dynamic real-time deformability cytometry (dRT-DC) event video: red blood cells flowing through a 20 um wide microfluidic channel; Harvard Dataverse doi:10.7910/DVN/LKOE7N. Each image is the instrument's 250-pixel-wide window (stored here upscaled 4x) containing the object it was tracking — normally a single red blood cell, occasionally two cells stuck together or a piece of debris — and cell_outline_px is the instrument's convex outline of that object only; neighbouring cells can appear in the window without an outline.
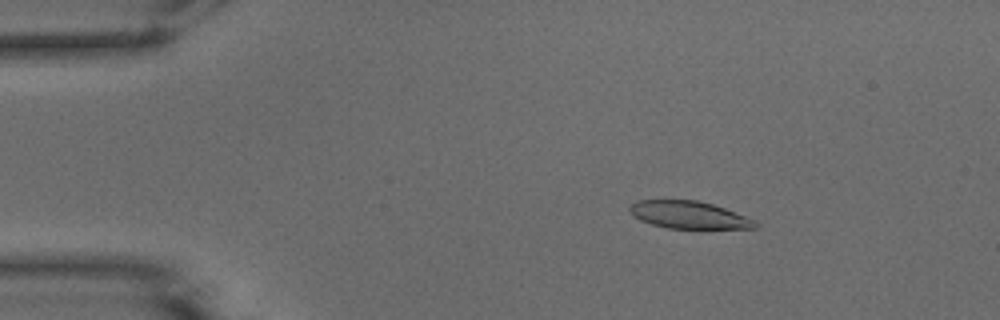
{"species": "common noctule bat (a hibernating species)", "species_latin": "Nyctalus noctula", "temperature_condition": "warm", "stored_images_in_passage": 45, "camera_frame_rate_fps": 3000, "um_per_image_px": 0.085, "animal": {"sex": "male", "body_mass_g": 15.6}, "frame": {"image": 1, "passage_image": 8, "time_ms": 2.333, "image_size_px": [1000, 320], "cell_outline_px": [[756, 228], [668, 228], [652, 224], [640, 220], [628, 208], [636, 200], [696, 200], [712, 204], [724, 208], [744, 216], [752, 220], [756, 224]], "centroid_in_image_um": [58.51, 18.26], "position_along_channel_um": 26.5, "area_um2": 19.54}}
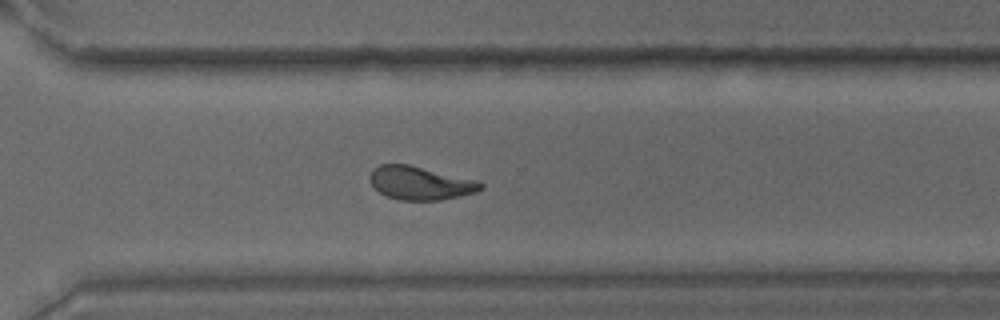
{"frame": {"image": 2, "passage_image": 37, "time_ms": 12.0, "image_size_px": [1000, 320], "cell_outline_px": [[484, 188], [476, 192], [460, 196], [440, 200], [400, 200], [388, 196], [380, 192], [368, 180], [368, 176], [372, 168], [380, 164], [408, 164], [480, 180], [484, 184]], "centroid_in_image_um": [35.75, 15.54], "position_along_channel_um": 334.9, "area_um2": 21.85}}
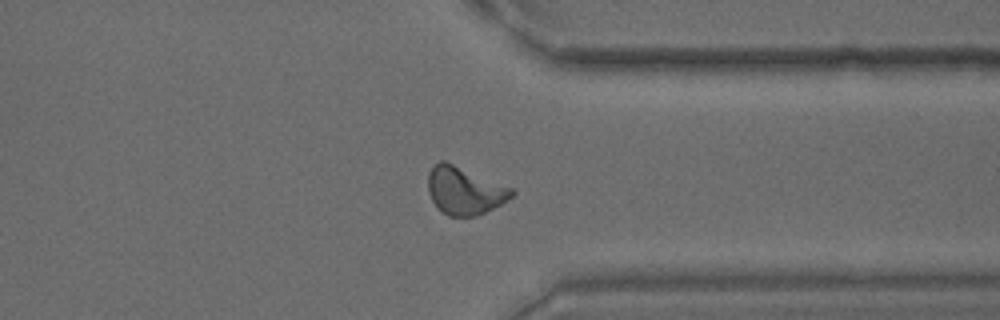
{"frame": {"image": 3, "passage_image": 40, "time_ms": 13.0, "image_size_px": [1000, 320], "cell_outline_px": [[516, 192], [512, 196], [500, 204], [476, 216], [448, 216], [432, 200], [428, 192], [428, 172], [432, 164], [440, 160], [444, 160], [512, 188]], "centroid_in_image_um": [39.45, 16.18], "position_along_channel_um": 371.9, "area_um2": 22.95}, "authors_computed_cell_mechanics": {"area_um2": 21.7906, "velocity_mm_per_s": 3.8812, "shape_relaxation_time_tau1_ms": 6.7066, "shape_relaxation_time_tau2_ms": 2.0358, "deformation_change_tau1": 0.1999, "deformation_change_tau2": 0.0977}}